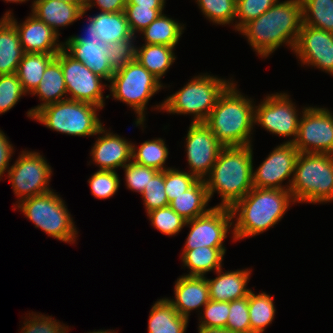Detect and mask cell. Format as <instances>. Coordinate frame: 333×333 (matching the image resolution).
<instances>
[{"instance_id": "cell-46", "label": "cell", "mask_w": 333, "mask_h": 333, "mask_svg": "<svg viewBox=\"0 0 333 333\" xmlns=\"http://www.w3.org/2000/svg\"><path fill=\"white\" fill-rule=\"evenodd\" d=\"M226 328L235 333H251L248 296L229 302Z\"/></svg>"}, {"instance_id": "cell-1", "label": "cell", "mask_w": 333, "mask_h": 333, "mask_svg": "<svg viewBox=\"0 0 333 333\" xmlns=\"http://www.w3.org/2000/svg\"><path fill=\"white\" fill-rule=\"evenodd\" d=\"M302 23L301 0H279L238 32L260 58H267L284 44L293 52Z\"/></svg>"}, {"instance_id": "cell-18", "label": "cell", "mask_w": 333, "mask_h": 333, "mask_svg": "<svg viewBox=\"0 0 333 333\" xmlns=\"http://www.w3.org/2000/svg\"><path fill=\"white\" fill-rule=\"evenodd\" d=\"M293 53L301 66H311L333 76V33L302 23Z\"/></svg>"}, {"instance_id": "cell-45", "label": "cell", "mask_w": 333, "mask_h": 333, "mask_svg": "<svg viewBox=\"0 0 333 333\" xmlns=\"http://www.w3.org/2000/svg\"><path fill=\"white\" fill-rule=\"evenodd\" d=\"M125 171V184L127 189L142 194L144 188L150 180L159 172L156 169L149 168L131 161L123 168Z\"/></svg>"}, {"instance_id": "cell-6", "label": "cell", "mask_w": 333, "mask_h": 333, "mask_svg": "<svg viewBox=\"0 0 333 333\" xmlns=\"http://www.w3.org/2000/svg\"><path fill=\"white\" fill-rule=\"evenodd\" d=\"M289 191L295 203H331L333 154L299 153Z\"/></svg>"}, {"instance_id": "cell-4", "label": "cell", "mask_w": 333, "mask_h": 333, "mask_svg": "<svg viewBox=\"0 0 333 333\" xmlns=\"http://www.w3.org/2000/svg\"><path fill=\"white\" fill-rule=\"evenodd\" d=\"M253 145L224 147L204 179L211 200L221 197L216 207L231 208L253 188Z\"/></svg>"}, {"instance_id": "cell-44", "label": "cell", "mask_w": 333, "mask_h": 333, "mask_svg": "<svg viewBox=\"0 0 333 333\" xmlns=\"http://www.w3.org/2000/svg\"><path fill=\"white\" fill-rule=\"evenodd\" d=\"M32 313V314H31ZM29 312L24 319L20 333H68L69 326L51 316L41 313Z\"/></svg>"}, {"instance_id": "cell-29", "label": "cell", "mask_w": 333, "mask_h": 333, "mask_svg": "<svg viewBox=\"0 0 333 333\" xmlns=\"http://www.w3.org/2000/svg\"><path fill=\"white\" fill-rule=\"evenodd\" d=\"M210 198L204 180H199L192 188L173 199L169 206L186 221L208 213ZM208 207V208H207Z\"/></svg>"}, {"instance_id": "cell-37", "label": "cell", "mask_w": 333, "mask_h": 333, "mask_svg": "<svg viewBox=\"0 0 333 333\" xmlns=\"http://www.w3.org/2000/svg\"><path fill=\"white\" fill-rule=\"evenodd\" d=\"M147 217L151 222V227L167 236L178 234L186 224V220L170 206L152 210L147 213Z\"/></svg>"}, {"instance_id": "cell-5", "label": "cell", "mask_w": 333, "mask_h": 333, "mask_svg": "<svg viewBox=\"0 0 333 333\" xmlns=\"http://www.w3.org/2000/svg\"><path fill=\"white\" fill-rule=\"evenodd\" d=\"M234 82L209 73L195 75L181 89L167 96L154 109L168 114L191 115L193 123L205 122L219 97Z\"/></svg>"}, {"instance_id": "cell-11", "label": "cell", "mask_w": 333, "mask_h": 333, "mask_svg": "<svg viewBox=\"0 0 333 333\" xmlns=\"http://www.w3.org/2000/svg\"><path fill=\"white\" fill-rule=\"evenodd\" d=\"M295 105L287 92L267 94L259 104H255L254 125H260L279 137H291L283 143L293 144L298 135L299 116L306 108L299 112Z\"/></svg>"}, {"instance_id": "cell-15", "label": "cell", "mask_w": 333, "mask_h": 333, "mask_svg": "<svg viewBox=\"0 0 333 333\" xmlns=\"http://www.w3.org/2000/svg\"><path fill=\"white\" fill-rule=\"evenodd\" d=\"M186 226L191 229L182 250L204 246L225 247L224 240L228 237L229 230H233L231 209L213 206L205 215L186 221Z\"/></svg>"}, {"instance_id": "cell-28", "label": "cell", "mask_w": 333, "mask_h": 333, "mask_svg": "<svg viewBox=\"0 0 333 333\" xmlns=\"http://www.w3.org/2000/svg\"><path fill=\"white\" fill-rule=\"evenodd\" d=\"M19 34L7 19H0V75L15 74L24 55Z\"/></svg>"}, {"instance_id": "cell-9", "label": "cell", "mask_w": 333, "mask_h": 333, "mask_svg": "<svg viewBox=\"0 0 333 333\" xmlns=\"http://www.w3.org/2000/svg\"><path fill=\"white\" fill-rule=\"evenodd\" d=\"M102 108L76 100H63L39 109L33 120L47 128L71 136H97L104 126L97 112Z\"/></svg>"}, {"instance_id": "cell-13", "label": "cell", "mask_w": 333, "mask_h": 333, "mask_svg": "<svg viewBox=\"0 0 333 333\" xmlns=\"http://www.w3.org/2000/svg\"><path fill=\"white\" fill-rule=\"evenodd\" d=\"M294 147L300 153L333 154V113L328 108L307 106L299 120Z\"/></svg>"}, {"instance_id": "cell-14", "label": "cell", "mask_w": 333, "mask_h": 333, "mask_svg": "<svg viewBox=\"0 0 333 333\" xmlns=\"http://www.w3.org/2000/svg\"><path fill=\"white\" fill-rule=\"evenodd\" d=\"M87 18L83 33L69 36L63 42V50L105 81L110 82L116 70L111 66L107 57L108 44L99 40L92 26V18L90 15Z\"/></svg>"}, {"instance_id": "cell-36", "label": "cell", "mask_w": 333, "mask_h": 333, "mask_svg": "<svg viewBox=\"0 0 333 333\" xmlns=\"http://www.w3.org/2000/svg\"><path fill=\"white\" fill-rule=\"evenodd\" d=\"M195 2L209 22L215 25L232 24L235 30L236 0H195Z\"/></svg>"}, {"instance_id": "cell-30", "label": "cell", "mask_w": 333, "mask_h": 333, "mask_svg": "<svg viewBox=\"0 0 333 333\" xmlns=\"http://www.w3.org/2000/svg\"><path fill=\"white\" fill-rule=\"evenodd\" d=\"M175 47L155 44L136 45L135 58L160 81L176 61Z\"/></svg>"}, {"instance_id": "cell-42", "label": "cell", "mask_w": 333, "mask_h": 333, "mask_svg": "<svg viewBox=\"0 0 333 333\" xmlns=\"http://www.w3.org/2000/svg\"><path fill=\"white\" fill-rule=\"evenodd\" d=\"M279 0H236L235 31L260 17Z\"/></svg>"}, {"instance_id": "cell-32", "label": "cell", "mask_w": 333, "mask_h": 333, "mask_svg": "<svg viewBox=\"0 0 333 333\" xmlns=\"http://www.w3.org/2000/svg\"><path fill=\"white\" fill-rule=\"evenodd\" d=\"M58 53H24L21 59L17 76L23 90L29 95L39 85L48 64Z\"/></svg>"}, {"instance_id": "cell-47", "label": "cell", "mask_w": 333, "mask_h": 333, "mask_svg": "<svg viewBox=\"0 0 333 333\" xmlns=\"http://www.w3.org/2000/svg\"><path fill=\"white\" fill-rule=\"evenodd\" d=\"M198 313V326L223 328L226 327L229 315V302L211 300Z\"/></svg>"}, {"instance_id": "cell-16", "label": "cell", "mask_w": 333, "mask_h": 333, "mask_svg": "<svg viewBox=\"0 0 333 333\" xmlns=\"http://www.w3.org/2000/svg\"><path fill=\"white\" fill-rule=\"evenodd\" d=\"M185 141L184 147L190 169L188 172L199 180H204L224 146L204 122H191Z\"/></svg>"}, {"instance_id": "cell-7", "label": "cell", "mask_w": 333, "mask_h": 333, "mask_svg": "<svg viewBox=\"0 0 333 333\" xmlns=\"http://www.w3.org/2000/svg\"><path fill=\"white\" fill-rule=\"evenodd\" d=\"M135 58L115 71L108 88L110 96L127 104L137 115L134 125L144 127L149 100L162 88H167Z\"/></svg>"}, {"instance_id": "cell-43", "label": "cell", "mask_w": 333, "mask_h": 333, "mask_svg": "<svg viewBox=\"0 0 333 333\" xmlns=\"http://www.w3.org/2000/svg\"><path fill=\"white\" fill-rule=\"evenodd\" d=\"M163 10L164 7H139L136 4H126L124 12L132 33L136 35L159 17Z\"/></svg>"}, {"instance_id": "cell-25", "label": "cell", "mask_w": 333, "mask_h": 333, "mask_svg": "<svg viewBox=\"0 0 333 333\" xmlns=\"http://www.w3.org/2000/svg\"><path fill=\"white\" fill-rule=\"evenodd\" d=\"M189 319L181 316L167 298L153 303L148 319V333H185Z\"/></svg>"}, {"instance_id": "cell-8", "label": "cell", "mask_w": 333, "mask_h": 333, "mask_svg": "<svg viewBox=\"0 0 333 333\" xmlns=\"http://www.w3.org/2000/svg\"><path fill=\"white\" fill-rule=\"evenodd\" d=\"M59 195L51 190L13 204V208L20 209L35 228H40L49 237L75 244L78 230L65 201Z\"/></svg>"}, {"instance_id": "cell-40", "label": "cell", "mask_w": 333, "mask_h": 333, "mask_svg": "<svg viewBox=\"0 0 333 333\" xmlns=\"http://www.w3.org/2000/svg\"><path fill=\"white\" fill-rule=\"evenodd\" d=\"M146 213L169 206L165 192V170L159 171L141 194Z\"/></svg>"}, {"instance_id": "cell-54", "label": "cell", "mask_w": 333, "mask_h": 333, "mask_svg": "<svg viewBox=\"0 0 333 333\" xmlns=\"http://www.w3.org/2000/svg\"><path fill=\"white\" fill-rule=\"evenodd\" d=\"M88 333H117V332H115L114 330L112 331V330H110V329H109V331L106 330V329H105V330H101V329H100V330H97V331L94 330V331H92V332L89 331Z\"/></svg>"}, {"instance_id": "cell-31", "label": "cell", "mask_w": 333, "mask_h": 333, "mask_svg": "<svg viewBox=\"0 0 333 333\" xmlns=\"http://www.w3.org/2000/svg\"><path fill=\"white\" fill-rule=\"evenodd\" d=\"M185 24L179 23L177 19L170 18L162 13L140 35L144 44H155L175 47L185 30Z\"/></svg>"}, {"instance_id": "cell-24", "label": "cell", "mask_w": 333, "mask_h": 333, "mask_svg": "<svg viewBox=\"0 0 333 333\" xmlns=\"http://www.w3.org/2000/svg\"><path fill=\"white\" fill-rule=\"evenodd\" d=\"M30 95H37L42 101L27 111V117L32 120L33 115L42 107L68 99L62 67L56 58L48 64L39 85Z\"/></svg>"}, {"instance_id": "cell-53", "label": "cell", "mask_w": 333, "mask_h": 333, "mask_svg": "<svg viewBox=\"0 0 333 333\" xmlns=\"http://www.w3.org/2000/svg\"><path fill=\"white\" fill-rule=\"evenodd\" d=\"M60 1L77 5L82 11H84L85 0H60Z\"/></svg>"}, {"instance_id": "cell-51", "label": "cell", "mask_w": 333, "mask_h": 333, "mask_svg": "<svg viewBox=\"0 0 333 333\" xmlns=\"http://www.w3.org/2000/svg\"><path fill=\"white\" fill-rule=\"evenodd\" d=\"M166 0H127V4H136L139 7H165Z\"/></svg>"}, {"instance_id": "cell-22", "label": "cell", "mask_w": 333, "mask_h": 333, "mask_svg": "<svg viewBox=\"0 0 333 333\" xmlns=\"http://www.w3.org/2000/svg\"><path fill=\"white\" fill-rule=\"evenodd\" d=\"M222 270L221 268L216 271L217 277L213 279L207 278L211 300L230 302L249 295L252 291V289L247 287L252 272L250 268L224 272Z\"/></svg>"}, {"instance_id": "cell-52", "label": "cell", "mask_w": 333, "mask_h": 333, "mask_svg": "<svg viewBox=\"0 0 333 333\" xmlns=\"http://www.w3.org/2000/svg\"><path fill=\"white\" fill-rule=\"evenodd\" d=\"M198 333H235L226 327L223 328H215V327H205L198 326Z\"/></svg>"}, {"instance_id": "cell-50", "label": "cell", "mask_w": 333, "mask_h": 333, "mask_svg": "<svg viewBox=\"0 0 333 333\" xmlns=\"http://www.w3.org/2000/svg\"><path fill=\"white\" fill-rule=\"evenodd\" d=\"M127 0H85L84 12L97 5L101 12H122L125 11Z\"/></svg>"}, {"instance_id": "cell-48", "label": "cell", "mask_w": 333, "mask_h": 333, "mask_svg": "<svg viewBox=\"0 0 333 333\" xmlns=\"http://www.w3.org/2000/svg\"><path fill=\"white\" fill-rule=\"evenodd\" d=\"M136 38H130L121 42H111L108 44L109 52L107 53L108 60L111 66L117 70L124 67L128 62L135 59Z\"/></svg>"}, {"instance_id": "cell-17", "label": "cell", "mask_w": 333, "mask_h": 333, "mask_svg": "<svg viewBox=\"0 0 333 333\" xmlns=\"http://www.w3.org/2000/svg\"><path fill=\"white\" fill-rule=\"evenodd\" d=\"M299 153L291 143L274 147L256 170L253 166V187L290 190ZM285 180L288 184L284 185Z\"/></svg>"}, {"instance_id": "cell-23", "label": "cell", "mask_w": 333, "mask_h": 333, "mask_svg": "<svg viewBox=\"0 0 333 333\" xmlns=\"http://www.w3.org/2000/svg\"><path fill=\"white\" fill-rule=\"evenodd\" d=\"M31 13L60 36V28L81 19L86 13L77 5L60 0H33Z\"/></svg>"}, {"instance_id": "cell-10", "label": "cell", "mask_w": 333, "mask_h": 333, "mask_svg": "<svg viewBox=\"0 0 333 333\" xmlns=\"http://www.w3.org/2000/svg\"><path fill=\"white\" fill-rule=\"evenodd\" d=\"M14 164L8 169L7 176L18 201L49 192L52 168L46 158L37 151L23 150Z\"/></svg>"}, {"instance_id": "cell-33", "label": "cell", "mask_w": 333, "mask_h": 333, "mask_svg": "<svg viewBox=\"0 0 333 333\" xmlns=\"http://www.w3.org/2000/svg\"><path fill=\"white\" fill-rule=\"evenodd\" d=\"M248 307L251 333H264L276 314L273 296L266 292L255 294L252 290L248 295Z\"/></svg>"}, {"instance_id": "cell-26", "label": "cell", "mask_w": 333, "mask_h": 333, "mask_svg": "<svg viewBox=\"0 0 333 333\" xmlns=\"http://www.w3.org/2000/svg\"><path fill=\"white\" fill-rule=\"evenodd\" d=\"M226 247H198L193 250H182L183 267L189 269L188 276H205L208 272H216L223 268L222 262Z\"/></svg>"}, {"instance_id": "cell-12", "label": "cell", "mask_w": 333, "mask_h": 333, "mask_svg": "<svg viewBox=\"0 0 333 333\" xmlns=\"http://www.w3.org/2000/svg\"><path fill=\"white\" fill-rule=\"evenodd\" d=\"M55 58L62 67L68 99L90 103L103 109L105 98H109L108 95L106 97L103 95V89L108 87V84L102 81L105 79L95 74L82 62L73 59L63 49Z\"/></svg>"}, {"instance_id": "cell-49", "label": "cell", "mask_w": 333, "mask_h": 333, "mask_svg": "<svg viewBox=\"0 0 333 333\" xmlns=\"http://www.w3.org/2000/svg\"><path fill=\"white\" fill-rule=\"evenodd\" d=\"M14 146L9 141V138L5 133L0 129V180L3 177L5 172L7 173L10 168L9 162L12 160L14 153Z\"/></svg>"}, {"instance_id": "cell-27", "label": "cell", "mask_w": 333, "mask_h": 333, "mask_svg": "<svg viewBox=\"0 0 333 333\" xmlns=\"http://www.w3.org/2000/svg\"><path fill=\"white\" fill-rule=\"evenodd\" d=\"M94 32L100 41L107 44L121 42L130 38H137L130 29L127 17L122 12H98L90 16Z\"/></svg>"}, {"instance_id": "cell-55", "label": "cell", "mask_w": 333, "mask_h": 333, "mask_svg": "<svg viewBox=\"0 0 333 333\" xmlns=\"http://www.w3.org/2000/svg\"><path fill=\"white\" fill-rule=\"evenodd\" d=\"M3 1H5L6 3L10 2V3H17V4L19 3L20 4V3H23V2L25 3L28 0H3Z\"/></svg>"}, {"instance_id": "cell-34", "label": "cell", "mask_w": 333, "mask_h": 333, "mask_svg": "<svg viewBox=\"0 0 333 333\" xmlns=\"http://www.w3.org/2000/svg\"><path fill=\"white\" fill-rule=\"evenodd\" d=\"M162 138L146 140L139 147L132 144V161L137 164L164 171L171 167H166L169 149Z\"/></svg>"}, {"instance_id": "cell-19", "label": "cell", "mask_w": 333, "mask_h": 333, "mask_svg": "<svg viewBox=\"0 0 333 333\" xmlns=\"http://www.w3.org/2000/svg\"><path fill=\"white\" fill-rule=\"evenodd\" d=\"M1 18H7L15 26L25 53H59L63 49L57 33L32 13L19 24L11 10Z\"/></svg>"}, {"instance_id": "cell-20", "label": "cell", "mask_w": 333, "mask_h": 333, "mask_svg": "<svg viewBox=\"0 0 333 333\" xmlns=\"http://www.w3.org/2000/svg\"><path fill=\"white\" fill-rule=\"evenodd\" d=\"M96 135L97 139L90 151L93 162H90L98 166V170L116 171L132 161L133 142L106 130L104 126Z\"/></svg>"}, {"instance_id": "cell-3", "label": "cell", "mask_w": 333, "mask_h": 333, "mask_svg": "<svg viewBox=\"0 0 333 333\" xmlns=\"http://www.w3.org/2000/svg\"><path fill=\"white\" fill-rule=\"evenodd\" d=\"M255 103L244 96L233 82L219 97L204 122L224 147H240L252 144Z\"/></svg>"}, {"instance_id": "cell-41", "label": "cell", "mask_w": 333, "mask_h": 333, "mask_svg": "<svg viewBox=\"0 0 333 333\" xmlns=\"http://www.w3.org/2000/svg\"><path fill=\"white\" fill-rule=\"evenodd\" d=\"M199 179L189 172L171 167L165 170V192L169 203L192 188Z\"/></svg>"}, {"instance_id": "cell-39", "label": "cell", "mask_w": 333, "mask_h": 333, "mask_svg": "<svg viewBox=\"0 0 333 333\" xmlns=\"http://www.w3.org/2000/svg\"><path fill=\"white\" fill-rule=\"evenodd\" d=\"M26 95L16 73L0 75V115L11 110Z\"/></svg>"}, {"instance_id": "cell-35", "label": "cell", "mask_w": 333, "mask_h": 333, "mask_svg": "<svg viewBox=\"0 0 333 333\" xmlns=\"http://www.w3.org/2000/svg\"><path fill=\"white\" fill-rule=\"evenodd\" d=\"M303 24L333 33V0H301Z\"/></svg>"}, {"instance_id": "cell-2", "label": "cell", "mask_w": 333, "mask_h": 333, "mask_svg": "<svg viewBox=\"0 0 333 333\" xmlns=\"http://www.w3.org/2000/svg\"><path fill=\"white\" fill-rule=\"evenodd\" d=\"M292 204L295 201L289 190L253 187L230 208L233 240L251 238L273 228Z\"/></svg>"}, {"instance_id": "cell-38", "label": "cell", "mask_w": 333, "mask_h": 333, "mask_svg": "<svg viewBox=\"0 0 333 333\" xmlns=\"http://www.w3.org/2000/svg\"><path fill=\"white\" fill-rule=\"evenodd\" d=\"M87 182L92 196L103 200L115 195L120 187V177L116 171L97 170Z\"/></svg>"}, {"instance_id": "cell-21", "label": "cell", "mask_w": 333, "mask_h": 333, "mask_svg": "<svg viewBox=\"0 0 333 333\" xmlns=\"http://www.w3.org/2000/svg\"><path fill=\"white\" fill-rule=\"evenodd\" d=\"M174 299L167 297L181 316L189 319L194 310L202 312L209 301V288L207 277L181 275L174 283Z\"/></svg>"}]
</instances>
